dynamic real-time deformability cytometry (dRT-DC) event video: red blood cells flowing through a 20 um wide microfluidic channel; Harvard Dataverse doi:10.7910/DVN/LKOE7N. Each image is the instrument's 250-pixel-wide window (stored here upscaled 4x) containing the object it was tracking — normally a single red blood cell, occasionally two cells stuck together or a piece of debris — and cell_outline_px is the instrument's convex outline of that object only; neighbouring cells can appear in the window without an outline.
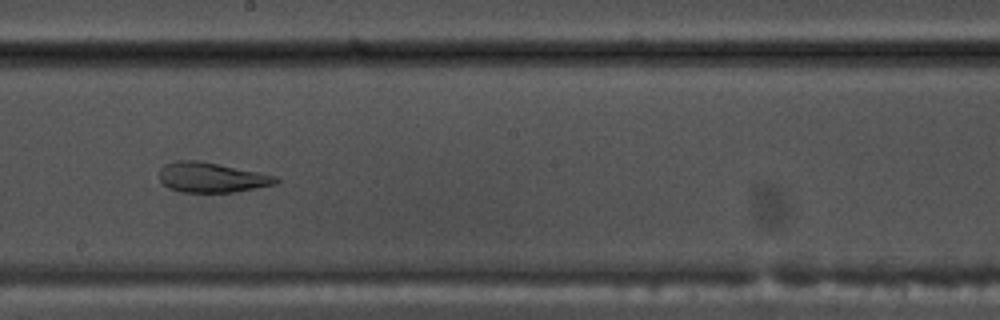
{"species": "common noctule bat (a hibernating species)", "species_latin": "Nyctalus noctula", "temperature_condition": "warm", "stored_images_in_passage": 52, "camera_frame_rate_fps": 3000, "um_per_image_px": 0.085, "animal": {"sex": "male", "body_mass_g": 17.5, "forearm_length_mm": 52.3}, "frame": {"image": 1, "passage_image": 29, "time_ms": 9.333, "image_size_px": [1000, 320], "cell_outline_px": [[280, 180], [276, 184], [232, 192], [180, 192], [168, 188], [160, 180], [160, 168], [164, 164], [176, 160], [200, 160], [260, 172], [276, 176]], "centroid_in_image_um": [17.97, 15.07], "position_along_channel_um": 230.2, "area_um2": 20.46}}
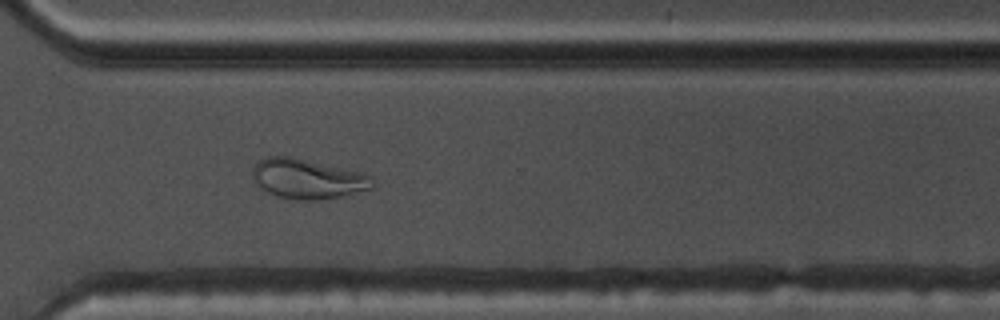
{"frame": {"image": 2, "passage_image": 38, "time_ms": 12.333, "image_size_px": [1000, 320], "cell_outline_px": [[376, 184], [372, 188], [340, 196], [316, 200], [296, 200], [280, 196], [268, 192], [260, 188], [256, 184], [252, 176], [252, 168], [260, 160], [268, 156], [292, 156], [364, 172]], "centroid_in_image_um": [26.14, 15.18], "position_along_channel_um": 344.5, "area_um2": 27.86}}
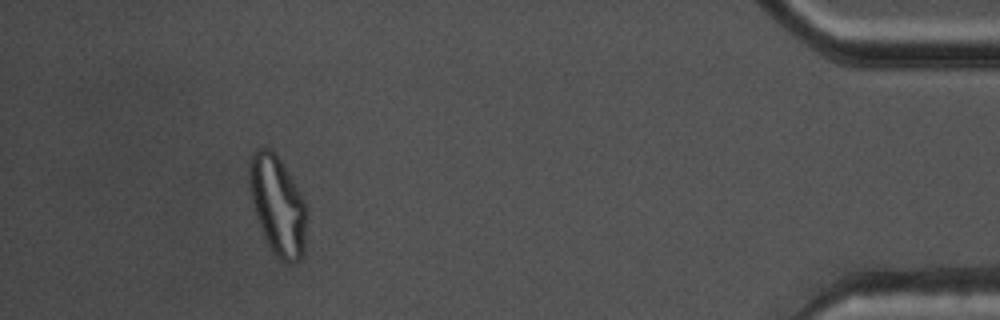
{"frame": {"image": 3, "passage_image": 48, "time_ms": 15.667, "image_size_px": [1000, 320], "cell_outline_px": [[308, 216], [304, 252], [300, 260], [292, 264], [288, 264], [280, 260], [272, 252], [264, 236], [256, 216], [248, 184], [248, 160], [252, 152], [256, 148], [272, 148], [296, 184], [308, 208]], "centroid_in_image_um": [23.61, 17.46], "position_along_channel_um": 411.6, "area_um2": 33.87}, "authors_computed_cell_mechanics": {"area_um2": 27.7729, "velocity_mm_per_s": 3.8102, "shape_relaxation_time_tau1_ms": null, "shape_relaxation_time_tau2_ms": 1.4593, "deformation_change_tau1": null, "deformation_change_tau2": 0.0702}}